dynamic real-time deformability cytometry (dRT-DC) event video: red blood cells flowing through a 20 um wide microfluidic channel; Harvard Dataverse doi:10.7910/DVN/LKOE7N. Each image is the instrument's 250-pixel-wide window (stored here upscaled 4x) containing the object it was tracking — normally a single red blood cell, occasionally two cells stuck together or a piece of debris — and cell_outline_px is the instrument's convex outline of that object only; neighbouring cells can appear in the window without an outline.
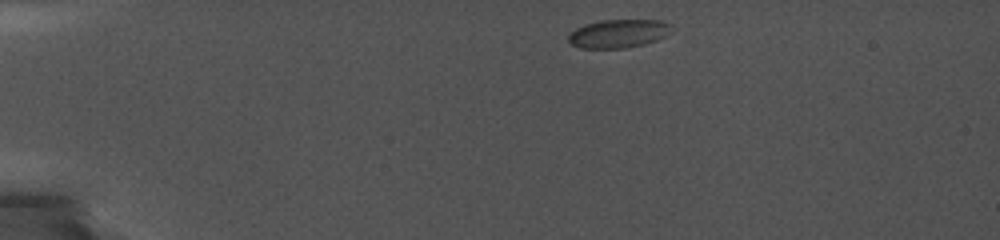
{"species": "common noctule bat (a hibernating species)", "species_latin": "Nyctalus noctula", "temperature_condition": "cold", "stored_images_in_passage": 8, "camera_frame_rate_fps": 5000, "um_per_image_px": 0.085, "animal": {"sex": "female", "body_mass_g": 19.0, "forearm_length_mm": 56.7}, "frame": {"image": 1, "passage_image": 1, "time_ms": 0.0, "image_size_px": [1000, 240], "cell_outline_px": [[672, 32], [656, 40], [644, 44], [624, 48], [580, 48], [572, 44], [568, 40], [568, 36], [576, 28], [584, 24], [600, 20], [660, 20], [672, 24]], "centroid_in_image_um": [52.59, 2.84], "position_along_channel_um": 32.4, "area_um2": 17.11}}
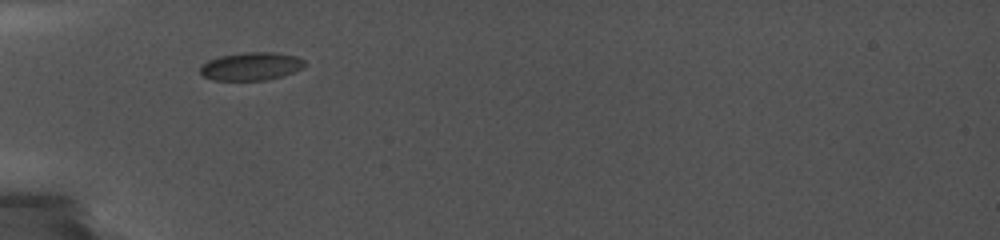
{"frame": {"image": 2, "passage_image": 6, "time_ms": 2.8, "image_size_px": [1000, 240], "cell_outline_px": [[308, 64], [304, 68], [284, 76], [264, 80], [212, 80], [204, 76], [200, 72], [200, 68], [208, 60], [220, 56], [244, 52], [276, 52], [296, 56], [304, 60]], "centroid_in_image_um": [21.4, 5.63], "position_along_channel_um": 63.6, "area_um2": 17.22}}